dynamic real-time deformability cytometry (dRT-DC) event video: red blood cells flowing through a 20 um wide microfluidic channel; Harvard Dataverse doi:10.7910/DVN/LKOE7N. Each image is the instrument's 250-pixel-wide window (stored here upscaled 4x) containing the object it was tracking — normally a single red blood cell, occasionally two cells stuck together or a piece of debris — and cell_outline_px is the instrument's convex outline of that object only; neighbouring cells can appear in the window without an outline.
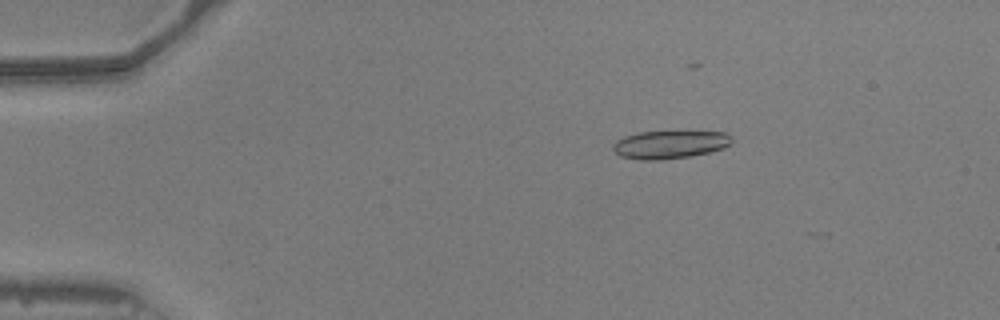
{"species": "common noctule bat (a hibernating species)", "species_latin": "Nyctalus noctula", "temperature_condition": "warm", "stored_images_in_passage": 35, "camera_frame_rate_fps": 3000, "um_per_image_px": 0.085, "animal": {"sex": "male", "body_mass_g": 20.5, "forearm_length_mm": 52.5}, "frame": {"image": 1, "passage_image": 1, "time_ms": 0.0, "image_size_px": [1000, 320], "cell_outline_px": [[732, 140], [724, 148], [708, 152], [688, 156], [660, 160], [640, 160], [620, 156], [612, 148], [612, 144], [616, 140], [624, 136], [636, 132], [724, 132], [732, 136]], "centroid_in_image_um": [56.88, 12.28], "position_along_channel_um": 28.1, "area_um2": 19.25}}
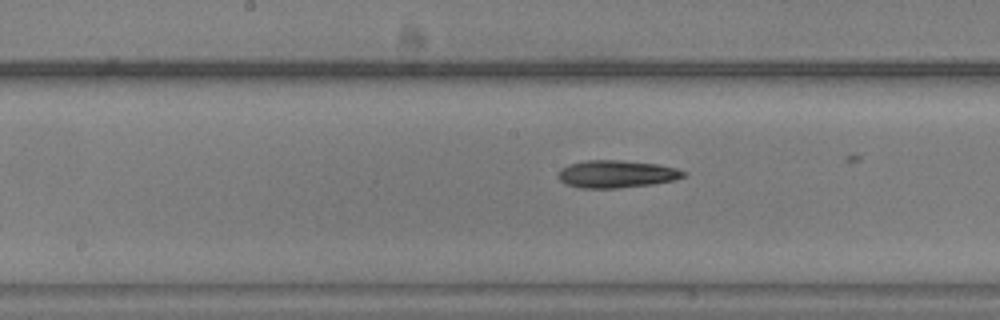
{"frame": {"image": 2, "passage_image": 19, "time_ms": 6.0, "image_size_px": [1000, 320], "cell_outline_px": [[688, 172], [684, 176], [676, 180], [652, 184], [616, 188], [580, 188], [564, 184], [556, 176], [560, 168], [568, 164], [584, 160], [624, 160], [656, 164], [676, 168]], "centroid_in_image_um": [52.36, 14.79], "position_along_channel_um": 195.8, "area_um2": 20.35}}
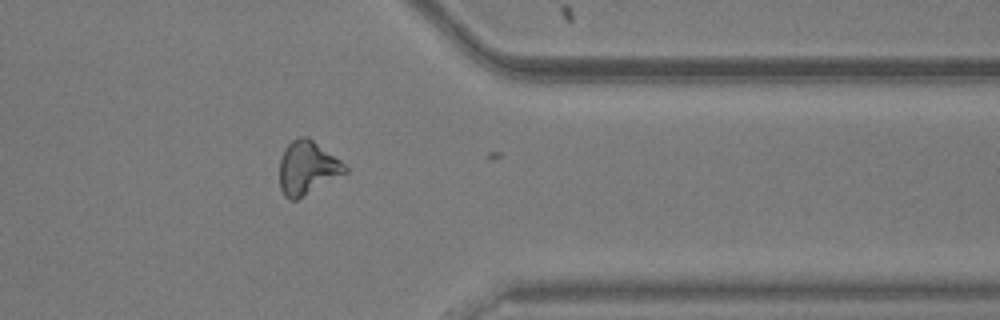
{"frame": {"image": 3, "passage_image": 34, "time_ms": 11.0, "image_size_px": [1000, 320], "cell_outline_px": [[348, 172], [296, 200], [288, 200], [284, 196], [280, 188], [280, 160], [284, 148], [292, 140], [300, 136], [308, 136], [340, 160], [348, 168]], "centroid_in_image_um": [26.11, 14.26], "position_along_channel_um": 385.3, "area_um2": 20.4}, "authors_computed_cell_mechanics": {"area_um2": 19.8832, "velocity_mm_per_s": 3.9848, "shape_relaxation_time_tau1_ms": 4.8247, "shape_relaxation_time_tau2_ms": null, "deformation_change_tau1": 0.1641, "deformation_change_tau2": null}}